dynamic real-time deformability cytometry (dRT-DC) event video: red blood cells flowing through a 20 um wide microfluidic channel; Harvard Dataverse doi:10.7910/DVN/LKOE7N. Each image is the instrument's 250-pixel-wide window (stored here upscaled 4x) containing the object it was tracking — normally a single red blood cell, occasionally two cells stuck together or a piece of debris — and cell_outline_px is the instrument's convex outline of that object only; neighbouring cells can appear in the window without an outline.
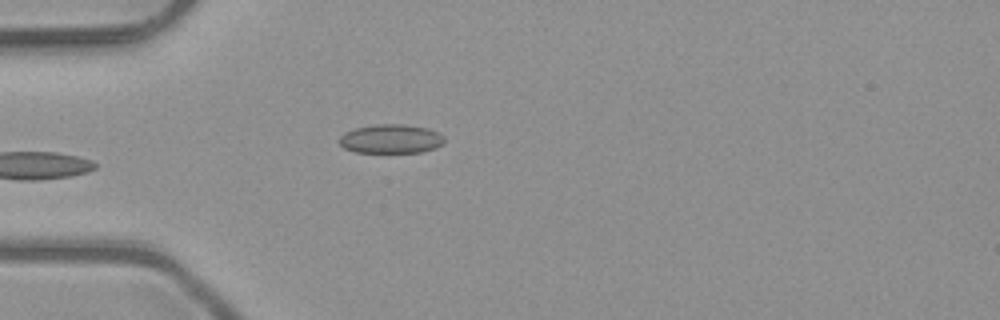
{"species": "common noctule bat (a hibernating species)", "species_latin": "Nyctalus noctula", "temperature_condition": "room temperature", "stored_images_in_passage": 5, "camera_frame_rate_fps": 3000, "um_per_image_px": 0.085, "animal": {"sex": "male", "body_mass_g": 23.1, "forearm_length_mm": 52.7}, "frame": {"image": 1, "passage_image": 5, "time_ms": 1.333, "image_size_px": [1000, 320], "cell_outline_px": [[444, 144], [436, 148], [420, 152], [356, 152], [344, 148], [340, 144], [340, 136], [344, 132], [356, 128], [376, 124], [400, 124], [428, 128], [444, 136]], "centroid_in_image_um": [33.24, 11.8], "position_along_channel_um": 51.8, "area_um2": 17.69}}